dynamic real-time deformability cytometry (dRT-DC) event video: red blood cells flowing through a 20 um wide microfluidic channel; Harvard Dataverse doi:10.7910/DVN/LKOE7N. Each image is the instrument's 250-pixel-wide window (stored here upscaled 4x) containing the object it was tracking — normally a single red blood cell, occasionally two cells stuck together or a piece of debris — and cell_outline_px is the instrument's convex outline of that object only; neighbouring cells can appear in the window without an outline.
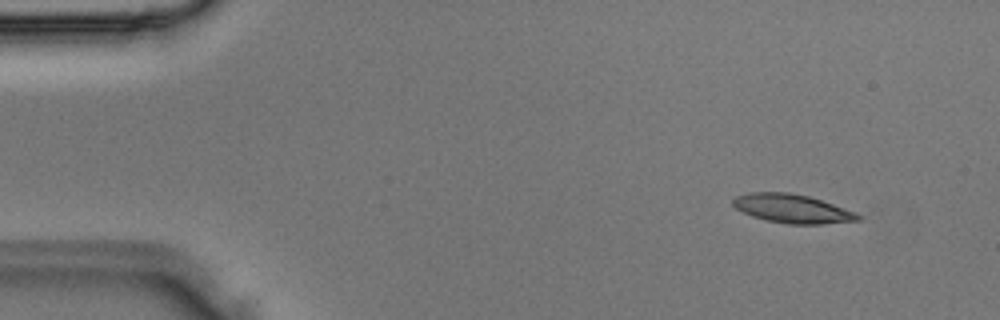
{"species": "Egyptian fruit bat (a non-hibernating species)", "species_latin": "Rousettus aegyptiacus", "temperature_condition": "room temperature", "stored_images_in_passage": 4, "camera_frame_rate_fps": 3000, "um_per_image_px": 0.085, "animal": {"sex": "male"}, "frame": {"image": 1, "passage_image": 2, "time_ms": 0.333, "image_size_px": [1000, 320], "cell_outline_px": [[864, 216], [860, 220], [820, 224], [788, 224], [768, 220], [752, 216], [736, 208], [732, 204], [732, 200], [736, 196], [748, 192], [788, 192], [808, 196], [856, 212]], "centroid_in_image_um": [67.35, 17.73], "position_along_channel_um": 17.7, "area_um2": 20.81}}